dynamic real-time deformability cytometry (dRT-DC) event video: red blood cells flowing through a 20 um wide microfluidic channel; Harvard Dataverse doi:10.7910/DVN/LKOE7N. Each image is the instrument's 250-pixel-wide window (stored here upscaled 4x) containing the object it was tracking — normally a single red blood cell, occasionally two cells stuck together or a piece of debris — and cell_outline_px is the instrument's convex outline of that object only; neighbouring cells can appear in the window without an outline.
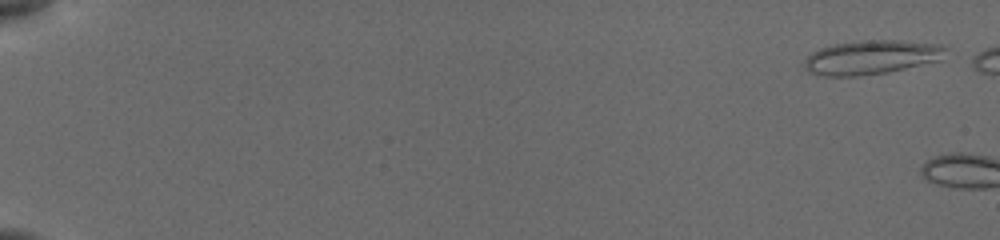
{"species": "common noctule bat (a hibernating species)", "species_latin": "Nyctalus noctula", "temperature_condition": "cold", "stored_images_in_passage": 3, "camera_frame_rate_fps": 3000, "um_per_image_px": 0.085, "animal": {"sex": "female", "body_mass_g": 19.5, "forearm_length_mm": 54.1}, "frame": {"image": 1, "passage_image": 1, "time_ms": 0.0, "image_size_px": [1000, 240], "cell_outline_px": [[948, 48], [940, 60], [904, 68], [884, 72], [856, 76], [824, 76], [808, 72], [804, 68], [804, 60], [812, 52], [820, 48], [836, 44], [864, 40], [896, 40], [940, 44]], "centroid_in_image_um": [74.04, 4.86], "position_along_channel_um": 11.0, "area_um2": 27.8}}